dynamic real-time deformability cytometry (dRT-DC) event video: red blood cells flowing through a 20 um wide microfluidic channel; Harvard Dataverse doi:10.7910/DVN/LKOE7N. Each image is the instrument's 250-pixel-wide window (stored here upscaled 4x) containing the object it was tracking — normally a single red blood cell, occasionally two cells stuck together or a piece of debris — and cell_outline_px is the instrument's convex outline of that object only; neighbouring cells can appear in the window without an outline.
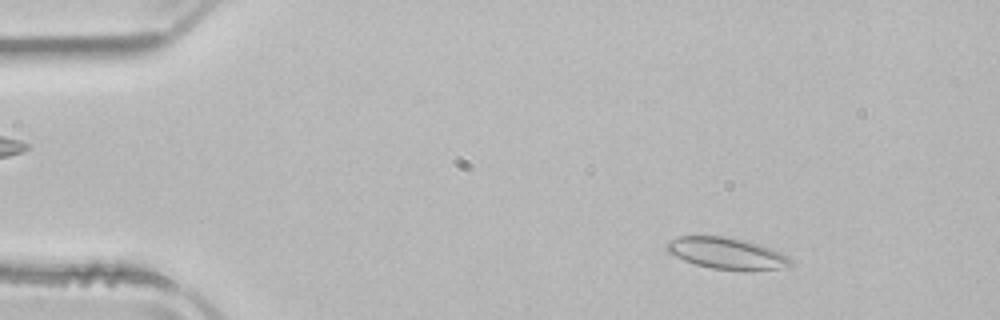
{"species": "common noctule bat (a hibernating species)", "species_latin": "Nyctalus noctula", "temperature_condition": "room temperature", "stored_images_in_passage": 52, "camera_frame_rate_fps": 3000, "um_per_image_px": 0.085, "animal": {"sex": "male", "body_mass_g": 21.5, "forearm_length_mm": 52.0}, "frame": {"image": 1, "passage_image": 7, "time_ms": 2.0, "image_size_px": [1000, 320], "cell_outline_px": [[792, 264], [780, 268], [712, 268], [696, 264], [684, 260], [668, 252], [664, 248], [664, 244], [668, 240], [680, 236], [724, 236], [744, 240], [760, 244], [780, 252], [788, 256], [792, 260]], "centroid_in_image_um": [61.68, 21.48], "position_along_channel_um": 23.3, "area_um2": 22.02}}
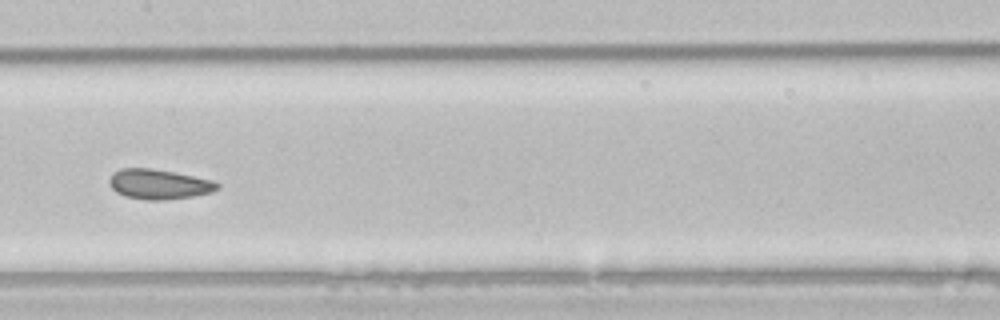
{"frame": {"image": 2, "passage_image": 26, "time_ms": 8.333, "image_size_px": [1000, 320], "cell_outline_px": [[220, 188], [212, 192], [192, 196], [164, 200], [144, 200], [124, 196], [116, 192], [108, 184], [108, 180], [112, 172], [120, 168], [152, 168], [212, 180], [220, 184]], "centroid_in_image_um": [13.46, 15.66], "position_along_channel_um": 193.9, "area_um2": 18.96}}
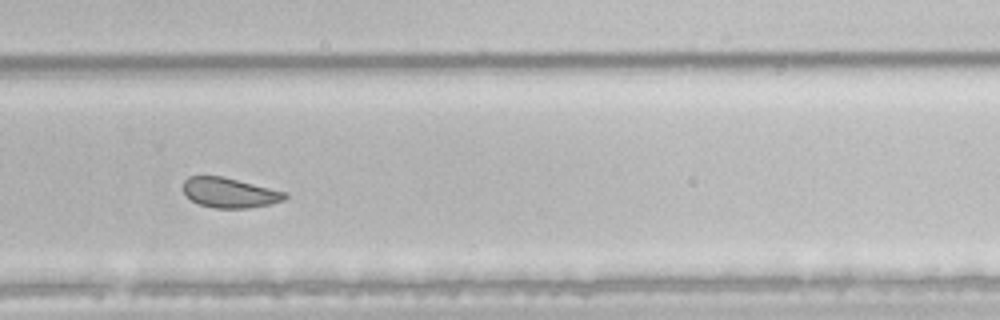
{"frame": {"image": 3, "passage_image": 35, "time_ms": 11.333, "image_size_px": [1000, 320], "cell_outline_px": [[288, 196], [284, 200], [272, 204], [248, 208], [216, 208], [200, 204], [192, 200], [184, 192], [184, 180], [188, 176], [220, 176], [288, 192]], "centroid_in_image_um": [19.56, 16.38], "position_along_channel_um": 310.2, "area_um2": 17.63}, "authors_computed_cell_mechanics": {"area_um2": 20.7791, "velocity_mm_per_s": 3.9022, "shape_relaxation_time_tau1_ms": 6.6745, "shape_relaxation_time_tau2_ms": 2.3302, "deformation_change_tau1": 0.1011, "deformation_change_tau2": 0.0571}}